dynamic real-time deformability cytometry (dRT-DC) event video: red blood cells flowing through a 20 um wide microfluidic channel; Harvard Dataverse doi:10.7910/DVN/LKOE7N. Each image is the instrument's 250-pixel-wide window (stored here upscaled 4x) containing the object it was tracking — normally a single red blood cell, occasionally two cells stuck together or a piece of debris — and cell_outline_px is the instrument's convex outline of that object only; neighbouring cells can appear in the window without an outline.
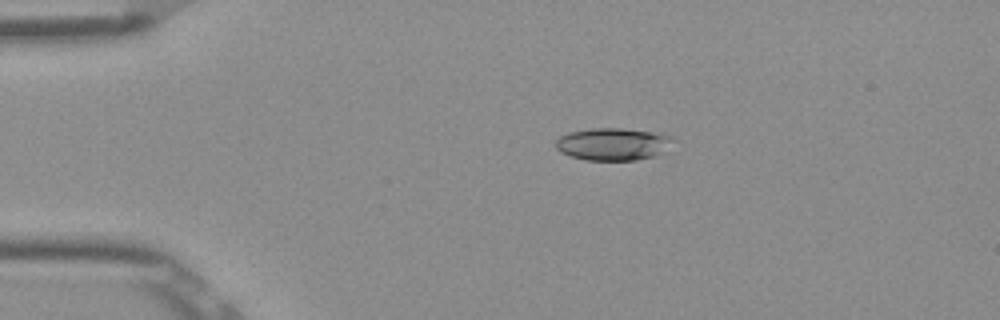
{"species": "Egyptian fruit bat (a non-hibernating species)", "species_latin": "Rousettus aegyptiacus", "temperature_condition": "room temperature", "stored_images_in_passage": 42, "camera_frame_rate_fps": 3000, "um_per_image_px": 0.085, "frame": {"image": 1, "passage_image": 1, "time_ms": 0.0, "image_size_px": [1000, 320], "cell_outline_px": [[676, 140], [664, 152], [652, 156], [636, 160], [584, 160], [568, 156], [560, 152], [556, 148], [556, 140], [560, 136], [568, 132], [592, 128], [620, 128], [652, 132], [672, 136]], "centroid_in_image_um": [52.09, 12.25], "position_along_channel_um": 32.9, "area_um2": 22.31}}
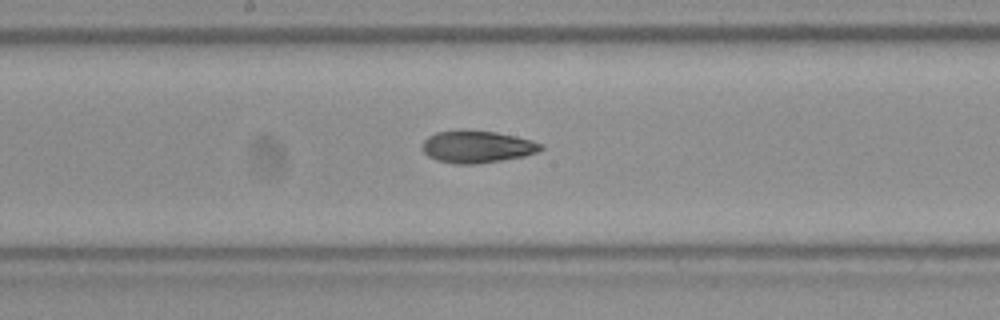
{"frame": {"image": 2, "passage_image": 18, "time_ms": 5.667, "image_size_px": [1000, 320], "cell_outline_px": [[544, 148], [536, 152], [524, 156], [476, 164], [452, 164], [436, 160], [428, 156], [420, 148], [420, 144], [428, 136], [436, 132], [460, 128], [496, 132], [516, 136], [532, 140], [544, 144]], "centroid_in_image_um": [40.5, 12.45], "position_along_channel_um": 207.7, "area_um2": 22.77}}
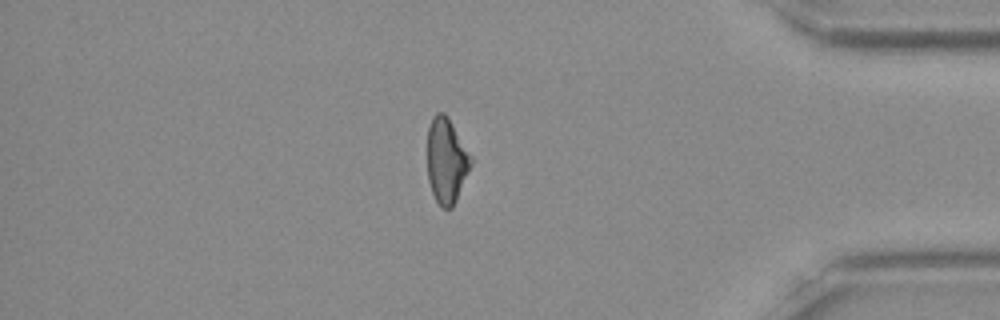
{"frame": {"image": 3, "passage_image": 35, "time_ms": 11.333, "image_size_px": [1000, 320], "cell_outline_px": [[472, 164], [456, 200], [452, 208], [444, 208], [436, 200], [432, 192], [428, 180], [428, 128], [432, 116], [436, 112], [444, 112], [448, 116], [472, 156]], "centroid_in_image_um": [37.95, 13.61], "position_along_channel_um": 397.2, "area_um2": 21.62}, "authors_computed_cell_mechanics": {"area_um2": 21.9351, "velocity_mm_per_s": 3.9077, "shape_relaxation_time_tau1_ms": 11.3332, "shape_relaxation_time_tau2_ms": 4.6641, "deformation_change_tau1": 0.2461, "deformation_change_tau2": 0.1296}}